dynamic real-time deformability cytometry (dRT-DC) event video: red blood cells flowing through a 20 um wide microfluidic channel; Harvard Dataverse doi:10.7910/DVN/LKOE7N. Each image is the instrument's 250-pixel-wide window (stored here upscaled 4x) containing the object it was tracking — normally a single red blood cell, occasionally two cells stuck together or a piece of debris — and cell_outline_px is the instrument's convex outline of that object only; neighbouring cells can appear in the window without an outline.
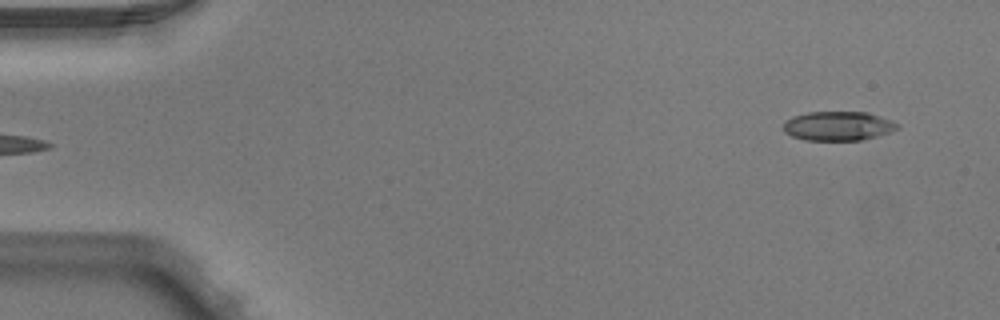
{"species": "Egyptian fruit bat (a non-hibernating species)", "species_latin": "Rousettus aegyptiacus", "temperature_condition": "warm", "stored_images_in_passage": 6, "camera_frame_rate_fps": 3000, "um_per_image_px": 0.085, "animal": {"sex": "male"}, "frame": {"image": 1, "passage_image": 6, "time_ms": 1.667, "image_size_px": [1000, 320], "cell_outline_px": [[900, 128], [892, 132], [860, 140], [804, 140], [792, 136], [784, 132], [784, 120], [792, 116], [808, 112], [868, 112], [900, 124]], "centroid_in_image_um": [71.23, 10.71], "position_along_channel_um": 13.8, "area_um2": 19.48}}